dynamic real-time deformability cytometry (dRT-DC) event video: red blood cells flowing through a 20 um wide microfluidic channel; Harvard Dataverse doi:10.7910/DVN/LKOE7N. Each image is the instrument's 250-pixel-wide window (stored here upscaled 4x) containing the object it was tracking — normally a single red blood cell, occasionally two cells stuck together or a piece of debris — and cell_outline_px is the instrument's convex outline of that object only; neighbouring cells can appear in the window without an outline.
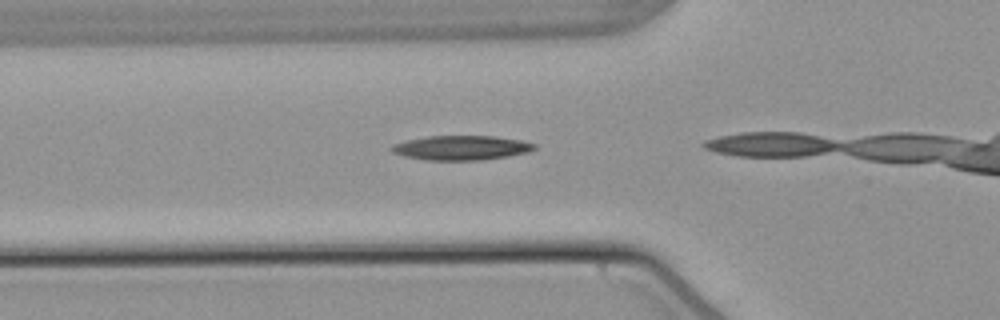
{"species": "common noctule bat (a hibernating species)", "species_latin": "Nyctalus noctula", "temperature_condition": "warm", "stored_images_in_passage": 12, "camera_frame_rate_fps": 3000, "um_per_image_px": 0.085, "animal": {"sex": "male", "body_mass_g": 21.5, "forearm_length_mm": 52.0}, "frame": {"image": 1, "passage_image": 3, "time_ms": 0.667, "image_size_px": [1000, 320], "cell_outline_px": [[536, 148], [528, 152], [508, 156], [480, 160], [424, 160], [404, 156], [392, 152], [388, 148], [392, 144], [408, 140], [428, 136], [496, 136], [520, 140], [536, 144]], "centroid_in_image_um": [39.18, 12.56], "position_along_channel_um": 86.6, "area_um2": 20.4}}